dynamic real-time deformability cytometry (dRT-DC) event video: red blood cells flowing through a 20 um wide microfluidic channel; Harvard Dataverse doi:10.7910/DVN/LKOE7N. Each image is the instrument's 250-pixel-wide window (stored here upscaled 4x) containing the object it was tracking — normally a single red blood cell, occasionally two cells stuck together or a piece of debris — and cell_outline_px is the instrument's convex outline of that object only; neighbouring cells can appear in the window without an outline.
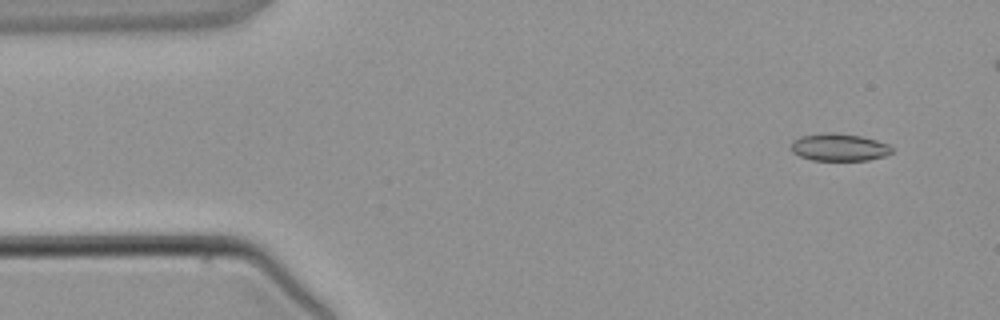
{"species": "common noctule bat (a hibernating species)", "species_latin": "Nyctalus noctula", "temperature_condition": "warm", "stored_images_in_passage": 4, "camera_frame_rate_fps": 3000, "um_per_image_px": 0.085, "animal": {"sex": "male", "body_mass_g": 21.5, "forearm_length_mm": 52.0}, "frame": {"image": 1, "passage_image": 1, "time_ms": 0.0, "image_size_px": [1000, 320], "cell_outline_px": [[892, 152], [884, 156], [868, 160], [812, 160], [800, 156], [792, 152], [792, 140], [800, 136], [824, 132], [836, 132], [860, 136], [876, 140], [888, 144], [892, 148]], "centroid_in_image_um": [71.3, 12.5], "position_along_channel_um": 13.7, "area_um2": 16.13}}